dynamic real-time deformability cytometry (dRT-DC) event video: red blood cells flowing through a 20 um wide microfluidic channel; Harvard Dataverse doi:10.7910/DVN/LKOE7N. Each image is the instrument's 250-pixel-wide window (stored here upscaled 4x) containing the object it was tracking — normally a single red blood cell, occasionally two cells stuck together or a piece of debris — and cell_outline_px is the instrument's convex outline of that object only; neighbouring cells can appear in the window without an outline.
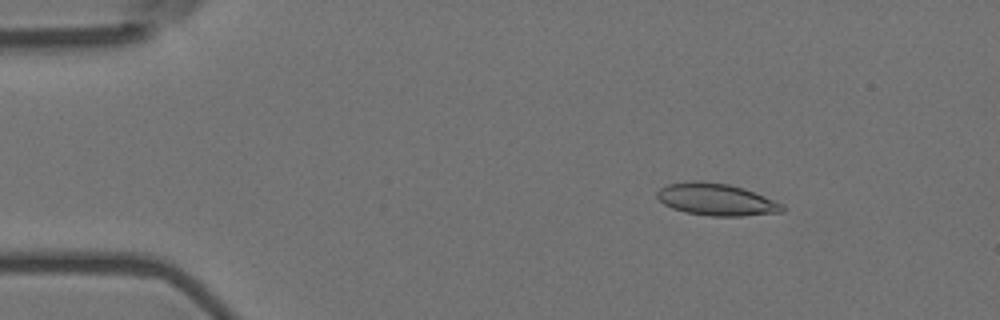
{"species": "Egyptian fruit bat (a non-hibernating species)", "species_latin": "Rousettus aegyptiacus", "temperature_condition": "room temperature", "stored_images_in_passage": 54, "camera_frame_rate_fps": 3000, "um_per_image_px": 0.085, "animal": {"sex": "female"}, "frame": {"image": 1, "passage_image": 8, "time_ms": 2.333, "image_size_px": [1000, 320], "cell_outline_px": [[788, 208], [784, 212], [744, 216], [712, 216], [684, 212], [672, 208], [664, 204], [656, 196], [656, 192], [660, 188], [668, 184], [692, 180], [696, 180], [728, 184], [744, 188], [784, 204]], "centroid_in_image_um": [60.91, 16.96], "position_along_channel_um": 24.1, "area_um2": 23.64}}
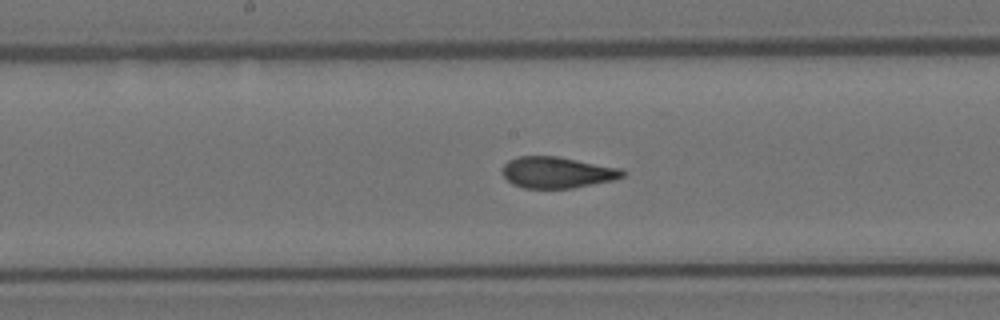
{"frame": {"image": 2, "passage_image": 28, "time_ms": 9.0, "image_size_px": [1000, 320], "cell_outline_px": [[628, 172], [624, 176], [612, 180], [572, 188], [524, 188], [512, 184], [504, 176], [504, 164], [508, 160], [520, 156], [556, 156], [624, 168]], "centroid_in_image_um": [47.41, 14.65], "position_along_channel_um": 200.8, "area_um2": 21.91}}
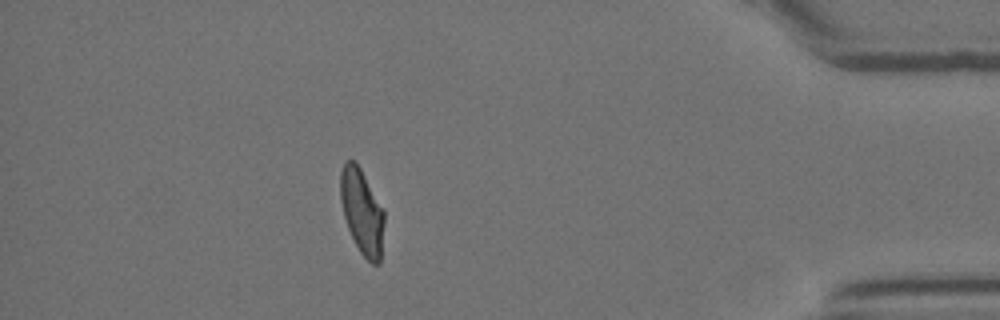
{"frame": {"image": 3, "passage_image": 48, "time_ms": 15.667, "image_size_px": [1000, 320], "cell_outline_px": [[384, 224], [380, 264], [372, 264], [360, 252], [348, 228], [344, 216], [340, 200], [340, 172], [344, 160], [352, 160], [360, 168], [384, 208]], "centroid_in_image_um": [30.77, 17.97], "position_along_channel_um": 404.4, "area_um2": 21.79}, "authors_computed_cell_mechanics": {"area_um2": 22.4553, "velocity_mm_per_s": 3.7506, "shape_relaxation_time_tau1_ms": null, "shape_relaxation_time_tau2_ms": 1.0979, "deformation_change_tau1": null, "deformation_change_tau2": 0.0745}}